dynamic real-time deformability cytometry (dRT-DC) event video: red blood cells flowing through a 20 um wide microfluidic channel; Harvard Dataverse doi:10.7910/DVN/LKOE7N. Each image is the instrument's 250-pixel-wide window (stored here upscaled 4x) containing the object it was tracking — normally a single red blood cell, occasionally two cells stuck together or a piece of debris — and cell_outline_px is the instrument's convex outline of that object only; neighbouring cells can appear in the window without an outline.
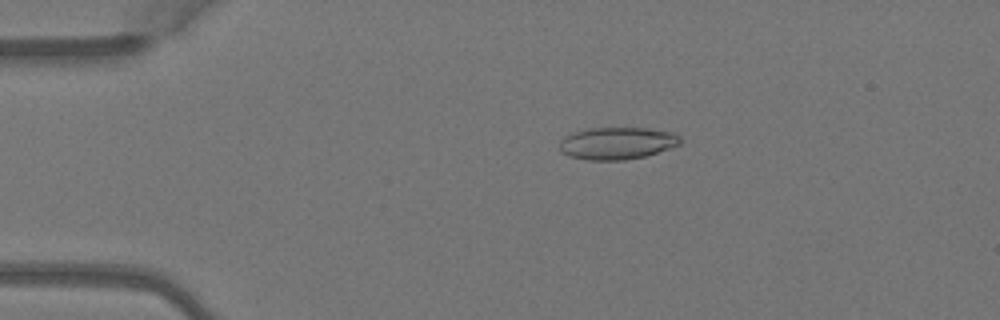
{"species": "Egyptian fruit bat (a non-hibernating species)", "species_latin": "Rousettus aegyptiacus", "temperature_condition": "warm", "stored_images_in_passage": 3, "camera_frame_rate_fps": 3000, "um_per_image_px": 0.085, "animal": {"sex": "female"}, "frame": {"image": 1, "passage_image": 2, "time_ms": 0.333, "image_size_px": [1000, 320], "cell_outline_px": [[680, 144], [644, 156], [624, 160], [588, 160], [568, 156], [560, 152], [560, 140], [564, 136], [588, 128], [648, 128], [676, 132], [680, 136]], "centroid_in_image_um": [52.44, 12.17], "position_along_channel_um": 32.6, "area_um2": 22.66}}